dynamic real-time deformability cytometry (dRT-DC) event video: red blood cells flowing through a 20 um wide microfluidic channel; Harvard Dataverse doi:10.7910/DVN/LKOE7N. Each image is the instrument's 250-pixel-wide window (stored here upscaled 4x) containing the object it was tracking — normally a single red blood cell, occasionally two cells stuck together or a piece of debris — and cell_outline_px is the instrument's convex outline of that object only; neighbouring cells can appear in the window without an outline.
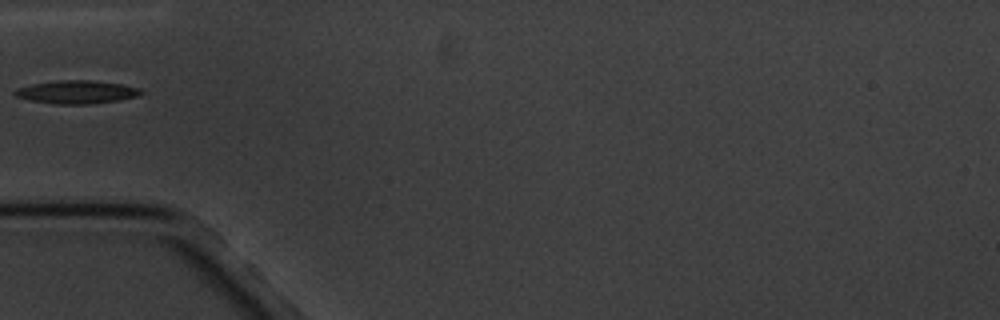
{"species": "common noctule bat (a hibernating species)", "species_latin": "Nyctalus noctula", "temperature_condition": "cold", "stored_images_in_passage": 12, "camera_frame_rate_fps": 3000, "um_per_image_px": 0.085, "animal": {"sex": "male", "body_mass_g": 20.1, "forearm_length_mm": 53.5}, "frame": {"image": 1, "passage_image": 1, "time_ms": 0.0, "image_size_px": [1000, 320], "cell_outline_px": [[144, 92], [136, 96], [120, 100], [92, 104], [52, 104], [28, 100], [16, 96], [12, 92], [16, 88], [32, 84], [56, 80], [88, 80], [120, 84], [140, 88]], "centroid_in_image_um": [6.47, 7.83], "position_along_channel_um": 78.5, "area_um2": 17.11}}
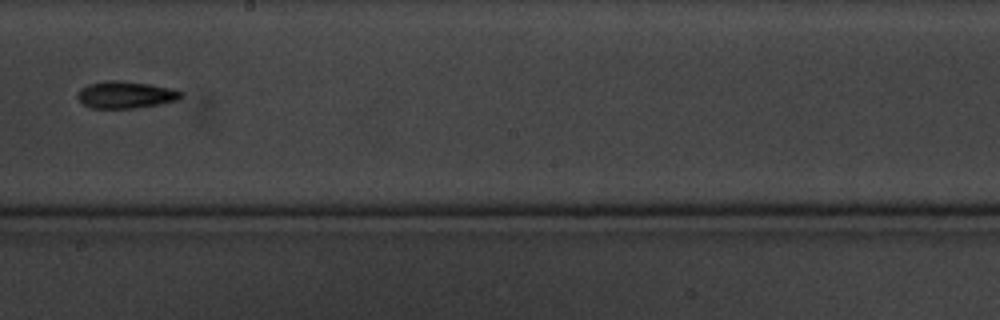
{"frame": {"image": 2, "passage_image": 5, "time_ms": 4.667, "image_size_px": [1000, 320], "cell_outline_px": [[184, 96], [180, 100], [160, 104], [132, 108], [92, 108], [84, 104], [76, 96], [80, 88], [88, 84], [108, 80], [120, 80], [148, 84], [172, 88], [184, 92]], "centroid_in_image_um": [10.72, 8.05], "position_along_channel_um": 237.5, "area_um2": 16.42}}
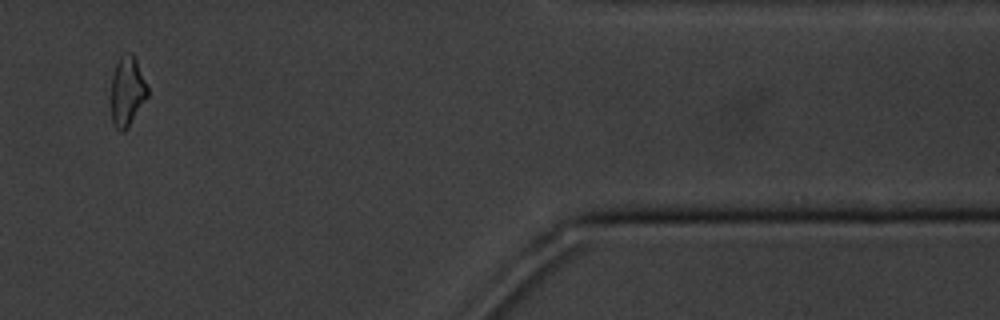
{"frame": {"image": 3, "passage_image": 10, "time_ms": 10.667, "image_size_px": [1000, 320], "cell_outline_px": [[148, 96], [128, 128], [124, 132], [120, 132], [112, 124], [112, 76], [116, 64], [120, 56], [128, 52], [132, 52], [136, 60], [148, 88]], "centroid_in_image_um": [10.81, 7.79], "position_along_channel_um": 400.6, "area_um2": 14.74}}